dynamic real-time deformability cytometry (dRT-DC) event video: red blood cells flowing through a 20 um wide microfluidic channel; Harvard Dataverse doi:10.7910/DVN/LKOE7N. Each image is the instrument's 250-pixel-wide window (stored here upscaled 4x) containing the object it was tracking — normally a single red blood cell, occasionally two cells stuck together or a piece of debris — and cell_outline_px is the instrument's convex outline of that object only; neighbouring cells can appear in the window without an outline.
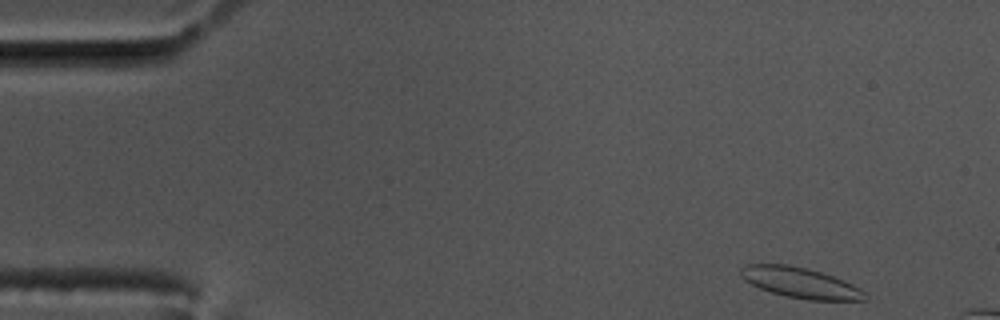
{"species": "common noctule bat (a hibernating species)", "species_latin": "Nyctalus noctula", "temperature_condition": "cold", "stored_images_in_passage": 11, "camera_frame_rate_fps": 3000, "um_per_image_px": 0.085, "animal": {"sex": "male", "body_mass_g": 17.5, "forearm_length_mm": 52.3}, "frame": {"image": 1, "passage_image": 1, "time_ms": 0.0, "image_size_px": [1000, 320], "cell_outline_px": [[864, 300], [808, 300], [788, 296], [772, 292], [760, 288], [744, 280], [740, 276], [740, 268], [744, 264], [788, 264], [820, 272], [844, 280], [860, 288], [864, 292]], "centroid_in_image_um": [67.98, 24.02], "position_along_channel_um": 17.0, "area_um2": 21.79}}